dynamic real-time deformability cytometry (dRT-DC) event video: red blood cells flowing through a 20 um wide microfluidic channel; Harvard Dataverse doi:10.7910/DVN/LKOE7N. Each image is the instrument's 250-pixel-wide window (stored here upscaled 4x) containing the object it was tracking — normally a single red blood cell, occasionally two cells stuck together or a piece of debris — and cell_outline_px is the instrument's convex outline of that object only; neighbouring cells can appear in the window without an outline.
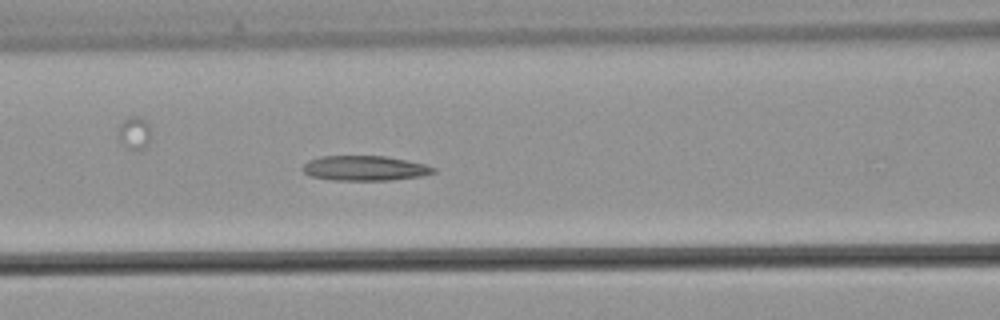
{"species": "common noctule bat (a hibernating species)", "species_latin": "Nyctalus noctula", "temperature_condition": "warm", "stored_images_in_passage": 21, "camera_frame_rate_fps": 3000, "um_per_image_px": 0.085, "animal": {"sex": "male", "body_mass_g": 21.5, "forearm_length_mm": 52.0}, "frame": {"image": 1, "passage_image": 12, "time_ms": 3.667, "image_size_px": [1000, 320], "cell_outline_px": [[436, 172], [420, 176], [392, 180], [328, 180], [308, 176], [300, 168], [308, 160], [320, 156], [384, 156], [424, 164], [436, 168]], "centroid_in_image_um": [30.93, 14.3], "position_along_channel_um": 135.7, "area_um2": 19.07}}